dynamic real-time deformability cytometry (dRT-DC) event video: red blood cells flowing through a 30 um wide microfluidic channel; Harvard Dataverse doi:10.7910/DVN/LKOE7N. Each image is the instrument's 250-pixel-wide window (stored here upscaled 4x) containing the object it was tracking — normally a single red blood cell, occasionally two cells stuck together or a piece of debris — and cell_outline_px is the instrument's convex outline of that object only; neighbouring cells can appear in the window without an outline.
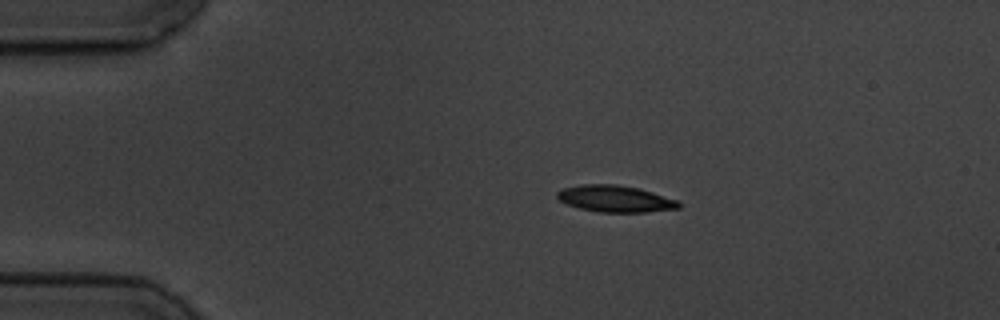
{"species": "common noctule bat (a hibernating species)", "species_latin": "Nyctalus noctula", "temperature_condition": "cold", "stored_images_in_passage": 10, "camera_frame_rate_fps": 3000, "um_per_image_px": 0.085, "animal": {"sex": "male", "body_mass_g": 19.5, "forearm_length_mm": 54.6}, "frame": {"image": 1, "passage_image": 2, "time_ms": 1.333, "image_size_px": [1000, 320], "cell_outline_px": [[680, 208], [644, 212], [600, 212], [580, 208], [568, 204], [560, 200], [556, 196], [556, 192], [560, 188], [580, 184], [616, 184], [636, 188], [652, 192], [680, 200]], "centroid_in_image_um": [52.28, 16.88], "position_along_channel_um": 32.7, "area_um2": 18.9}}
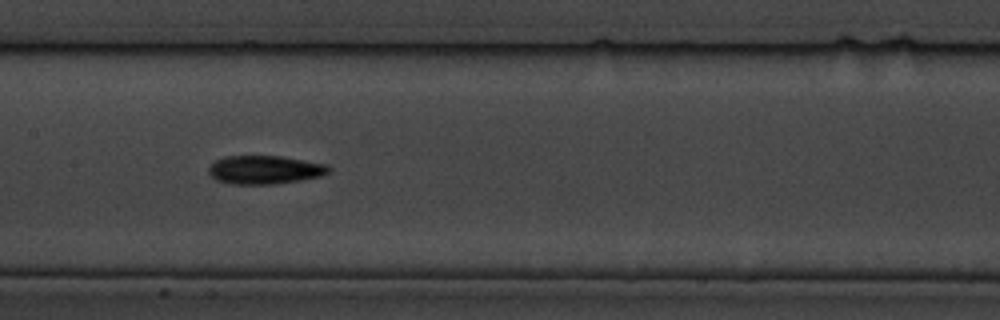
{"frame": {"image": 2, "passage_image": 7, "time_ms": 7.0, "image_size_px": [1000, 320], "cell_outline_px": [[332, 168], [328, 172], [320, 176], [300, 180], [276, 184], [232, 184], [216, 180], [208, 172], [208, 168], [216, 160], [224, 156], [280, 156], [328, 164]], "centroid_in_image_um": [22.51, 14.43], "position_along_channel_um": 184.9, "area_um2": 19.94}}
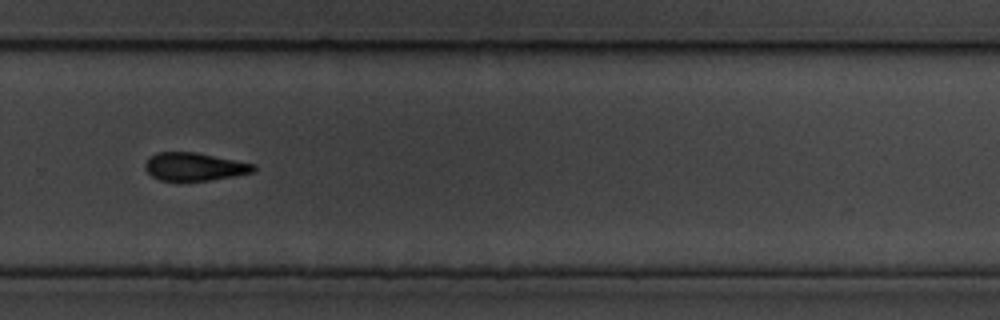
{"frame": {"image": 3, "passage_image": 10, "time_ms": 10.667, "image_size_px": [1000, 320], "cell_outline_px": [[256, 168], [252, 172], [236, 176], [212, 180], [160, 180], [152, 176], [144, 168], [144, 164], [156, 152], [196, 152], [256, 164]], "centroid_in_image_um": [16.55, 14.16], "position_along_channel_um": 313.3, "area_um2": 17.63}}